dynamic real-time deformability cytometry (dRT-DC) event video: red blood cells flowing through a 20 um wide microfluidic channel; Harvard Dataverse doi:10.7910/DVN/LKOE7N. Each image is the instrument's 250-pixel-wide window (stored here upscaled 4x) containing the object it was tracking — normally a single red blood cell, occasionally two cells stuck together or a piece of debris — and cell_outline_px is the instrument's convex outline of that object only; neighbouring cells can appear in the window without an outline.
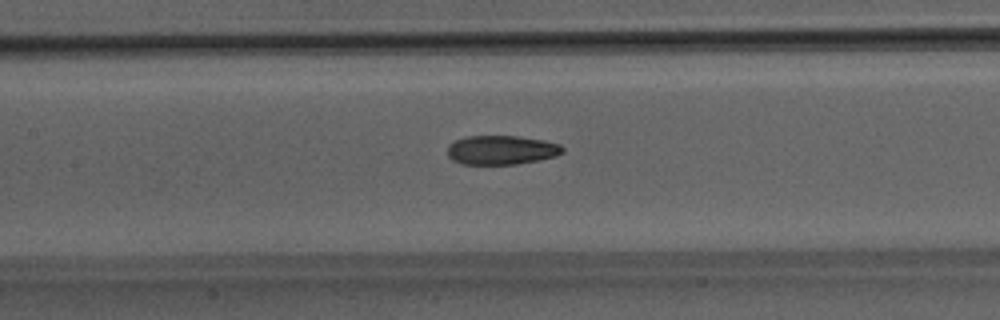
{"species": "Egyptian fruit bat (a non-hibernating species)", "species_latin": "Rousettus aegyptiacus", "temperature_condition": "room temperature", "stored_images_in_passage": 51, "camera_frame_rate_fps": 3000, "um_per_image_px": 0.085, "animal": {"sex": "male"}, "frame": {"image": 1, "passage_image": 24, "time_ms": 7.667, "image_size_px": [1000, 320], "cell_outline_px": [[564, 152], [556, 156], [540, 160], [516, 164], [460, 164], [452, 160], [448, 156], [448, 144], [464, 136], [516, 136], [544, 140], [560, 144], [564, 148]], "centroid_in_image_um": [42.62, 12.75], "position_along_channel_um": 164.8, "area_um2": 19.71}}
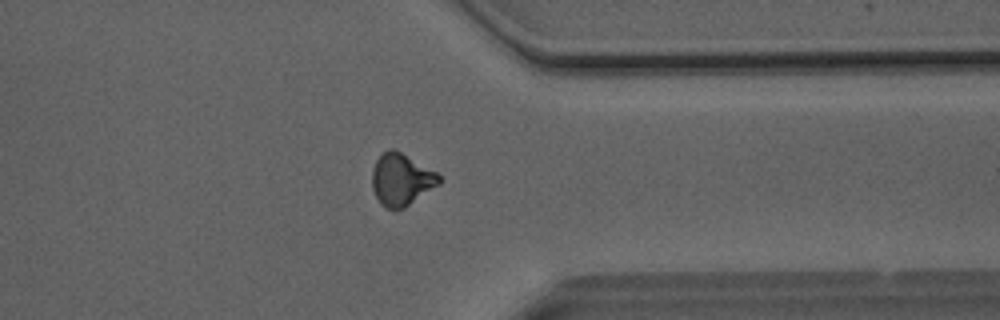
{"frame": {"image": 2, "passage_image": 40, "time_ms": 13.0, "image_size_px": [1000, 320], "cell_outline_px": [[444, 180], [440, 184], [404, 208], [384, 208], [380, 204], [372, 188], [372, 168], [376, 160], [388, 148], [396, 148], [436, 172]], "centroid_in_image_um": [34.12, 15.24], "position_along_channel_um": 377.3, "area_um2": 20.52}}
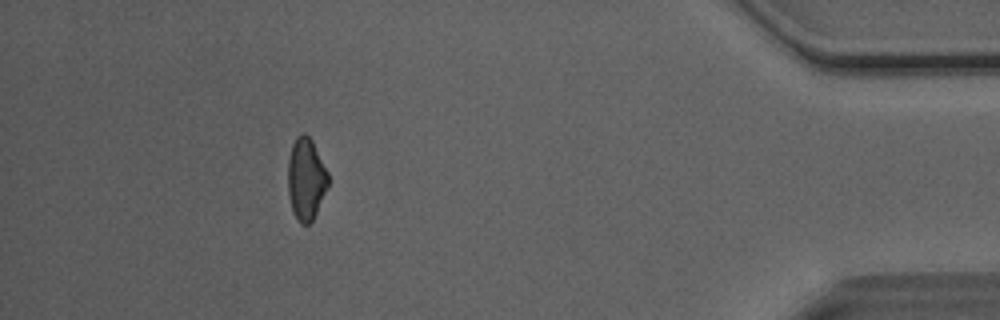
{"frame": {"image": 3, "passage_image": 46, "time_ms": 15.0, "image_size_px": [1000, 320], "cell_outline_px": [[328, 184], [316, 212], [312, 220], [308, 224], [300, 224], [292, 212], [288, 192], [288, 160], [292, 144], [296, 136], [304, 132], [312, 140], [328, 172]], "centroid_in_image_um": [25.99, 15.19], "position_along_channel_um": 409.2, "area_um2": 19.13}, "authors_computed_cell_mechanics": {"area_um2": 20.2878, "velocity_mm_per_s": 4.0699, "shape_relaxation_time_tau1_ms": 5.8144, "shape_relaxation_time_tau2_ms": 2.9293, "deformation_change_tau1": 0.1572, "deformation_change_tau2": 0.0918}}